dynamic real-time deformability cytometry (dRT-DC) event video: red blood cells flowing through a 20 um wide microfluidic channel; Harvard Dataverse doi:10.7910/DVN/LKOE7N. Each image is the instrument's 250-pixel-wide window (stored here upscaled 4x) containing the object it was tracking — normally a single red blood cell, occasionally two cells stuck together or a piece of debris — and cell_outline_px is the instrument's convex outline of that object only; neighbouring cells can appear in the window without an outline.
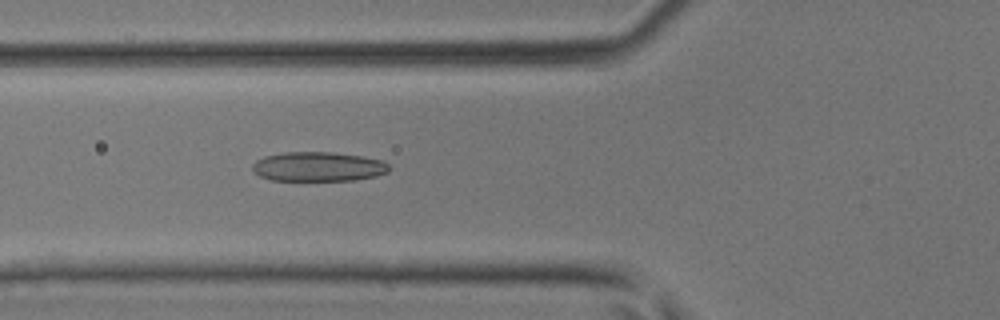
{"species": "common noctule bat (a hibernating species)", "species_latin": "Nyctalus noctula", "temperature_condition": "room temperature", "stored_images_in_passage": 44, "camera_frame_rate_fps": 3000, "um_per_image_px": 0.085, "animal": {"sex": "male", "body_mass_g": 17.9, "forearm_length_mm": 54.2}, "frame": {"image": 1, "passage_image": 16, "time_ms": 5.0, "image_size_px": [1000, 320], "cell_outline_px": [[392, 168], [388, 172], [376, 176], [356, 180], [272, 180], [260, 176], [252, 172], [252, 164], [256, 160], [264, 156], [284, 152], [332, 152], [364, 156], [380, 160], [388, 164]], "centroid_in_image_um": [27.05, 14.16], "position_along_channel_um": 98.7, "area_um2": 23.64}}
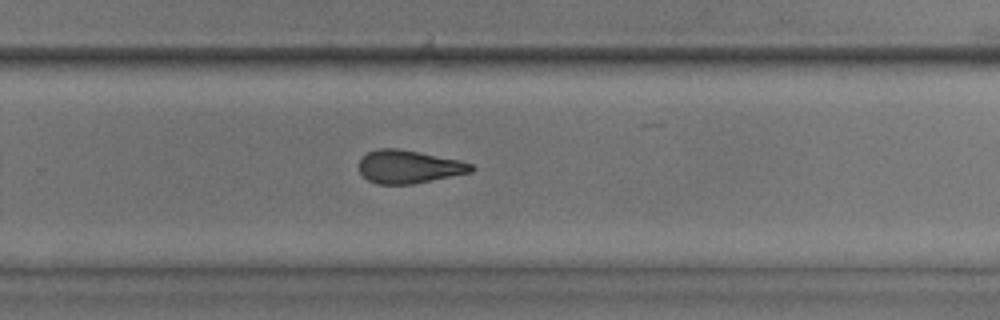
{"frame": {"image": 2, "passage_image": 29, "time_ms": 9.333, "image_size_px": [1000, 320], "cell_outline_px": [[476, 168], [472, 172], [412, 184], [376, 184], [368, 180], [360, 172], [360, 160], [368, 152], [380, 148], [396, 148], [460, 160], [472, 164]], "centroid_in_image_um": [34.77, 14.18], "position_along_channel_um": 295.0, "area_um2": 21.44}}
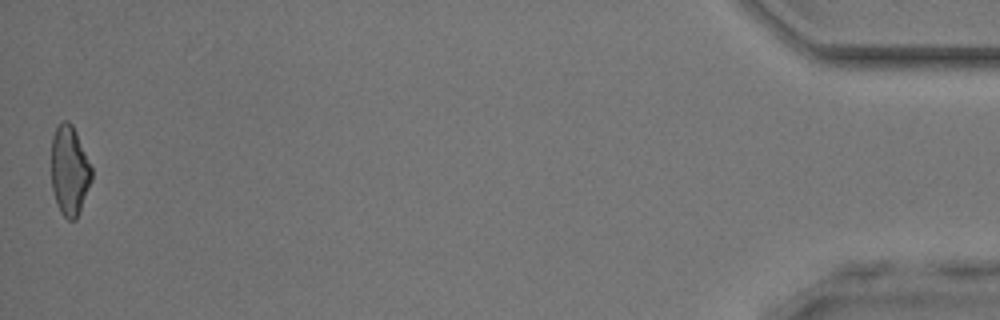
{"frame": {"image": 3, "passage_image": 44, "time_ms": 14.333, "image_size_px": [1000, 320], "cell_outline_px": [[92, 180], [76, 220], [68, 220], [60, 212], [56, 204], [52, 188], [52, 136], [56, 128], [64, 120], [68, 120], [72, 124], [76, 132], [92, 168]], "centroid_in_image_um": [5.91, 14.52], "position_along_channel_um": 429.3, "area_um2": 20.98}}